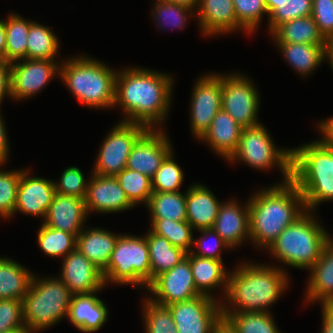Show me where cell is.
I'll list each match as a JSON object with an SVG mask.
<instances>
[{"label": "cell", "instance_id": "cell-43", "mask_svg": "<svg viewBox=\"0 0 333 333\" xmlns=\"http://www.w3.org/2000/svg\"><path fill=\"white\" fill-rule=\"evenodd\" d=\"M238 25L246 32L257 29L263 14L268 13L264 0H233Z\"/></svg>", "mask_w": 333, "mask_h": 333}, {"label": "cell", "instance_id": "cell-51", "mask_svg": "<svg viewBox=\"0 0 333 333\" xmlns=\"http://www.w3.org/2000/svg\"><path fill=\"white\" fill-rule=\"evenodd\" d=\"M8 152L9 144L6 135V129L0 114V164H4V162L7 160Z\"/></svg>", "mask_w": 333, "mask_h": 333}, {"label": "cell", "instance_id": "cell-44", "mask_svg": "<svg viewBox=\"0 0 333 333\" xmlns=\"http://www.w3.org/2000/svg\"><path fill=\"white\" fill-rule=\"evenodd\" d=\"M22 171H0V215L10 218L14 214L17 191Z\"/></svg>", "mask_w": 333, "mask_h": 333}, {"label": "cell", "instance_id": "cell-20", "mask_svg": "<svg viewBox=\"0 0 333 333\" xmlns=\"http://www.w3.org/2000/svg\"><path fill=\"white\" fill-rule=\"evenodd\" d=\"M86 217L85 199L56 193L43 224L77 236Z\"/></svg>", "mask_w": 333, "mask_h": 333}, {"label": "cell", "instance_id": "cell-40", "mask_svg": "<svg viewBox=\"0 0 333 333\" xmlns=\"http://www.w3.org/2000/svg\"><path fill=\"white\" fill-rule=\"evenodd\" d=\"M269 30L272 32L278 25L299 17L312 15V0H281L268 13Z\"/></svg>", "mask_w": 333, "mask_h": 333}, {"label": "cell", "instance_id": "cell-2", "mask_svg": "<svg viewBox=\"0 0 333 333\" xmlns=\"http://www.w3.org/2000/svg\"><path fill=\"white\" fill-rule=\"evenodd\" d=\"M248 203L250 239L266 249L307 211L303 196L292 180L256 192Z\"/></svg>", "mask_w": 333, "mask_h": 333}, {"label": "cell", "instance_id": "cell-56", "mask_svg": "<svg viewBox=\"0 0 333 333\" xmlns=\"http://www.w3.org/2000/svg\"><path fill=\"white\" fill-rule=\"evenodd\" d=\"M212 333H236L230 325L222 319L221 322L213 329Z\"/></svg>", "mask_w": 333, "mask_h": 333}, {"label": "cell", "instance_id": "cell-46", "mask_svg": "<svg viewBox=\"0 0 333 333\" xmlns=\"http://www.w3.org/2000/svg\"><path fill=\"white\" fill-rule=\"evenodd\" d=\"M59 182H54L57 194L86 199L88 183L86 184L84 175L79 168L71 166L65 169Z\"/></svg>", "mask_w": 333, "mask_h": 333}, {"label": "cell", "instance_id": "cell-16", "mask_svg": "<svg viewBox=\"0 0 333 333\" xmlns=\"http://www.w3.org/2000/svg\"><path fill=\"white\" fill-rule=\"evenodd\" d=\"M58 65L54 59H23L16 64L12 62L11 97L20 100L35 95L56 73H60Z\"/></svg>", "mask_w": 333, "mask_h": 333}, {"label": "cell", "instance_id": "cell-53", "mask_svg": "<svg viewBox=\"0 0 333 333\" xmlns=\"http://www.w3.org/2000/svg\"><path fill=\"white\" fill-rule=\"evenodd\" d=\"M322 333H333V306H322Z\"/></svg>", "mask_w": 333, "mask_h": 333}, {"label": "cell", "instance_id": "cell-25", "mask_svg": "<svg viewBox=\"0 0 333 333\" xmlns=\"http://www.w3.org/2000/svg\"><path fill=\"white\" fill-rule=\"evenodd\" d=\"M309 270L307 303L317 300L322 306H333V239L323 248L319 260Z\"/></svg>", "mask_w": 333, "mask_h": 333}, {"label": "cell", "instance_id": "cell-52", "mask_svg": "<svg viewBox=\"0 0 333 333\" xmlns=\"http://www.w3.org/2000/svg\"><path fill=\"white\" fill-rule=\"evenodd\" d=\"M319 128L321 134L323 135V140L332 150H333V117L330 119H327L325 122L324 120L319 123Z\"/></svg>", "mask_w": 333, "mask_h": 333}, {"label": "cell", "instance_id": "cell-31", "mask_svg": "<svg viewBox=\"0 0 333 333\" xmlns=\"http://www.w3.org/2000/svg\"><path fill=\"white\" fill-rule=\"evenodd\" d=\"M145 237L149 249L151 282L186 257L185 251L173 246L169 240L150 230Z\"/></svg>", "mask_w": 333, "mask_h": 333}, {"label": "cell", "instance_id": "cell-58", "mask_svg": "<svg viewBox=\"0 0 333 333\" xmlns=\"http://www.w3.org/2000/svg\"><path fill=\"white\" fill-rule=\"evenodd\" d=\"M281 0H264L268 13L278 4Z\"/></svg>", "mask_w": 333, "mask_h": 333}, {"label": "cell", "instance_id": "cell-57", "mask_svg": "<svg viewBox=\"0 0 333 333\" xmlns=\"http://www.w3.org/2000/svg\"><path fill=\"white\" fill-rule=\"evenodd\" d=\"M169 2L185 5L187 7H190L194 9L199 4V0H168Z\"/></svg>", "mask_w": 333, "mask_h": 333}, {"label": "cell", "instance_id": "cell-22", "mask_svg": "<svg viewBox=\"0 0 333 333\" xmlns=\"http://www.w3.org/2000/svg\"><path fill=\"white\" fill-rule=\"evenodd\" d=\"M242 129L243 127L221 108L200 139L206 141L218 155L229 160L238 148Z\"/></svg>", "mask_w": 333, "mask_h": 333}, {"label": "cell", "instance_id": "cell-30", "mask_svg": "<svg viewBox=\"0 0 333 333\" xmlns=\"http://www.w3.org/2000/svg\"><path fill=\"white\" fill-rule=\"evenodd\" d=\"M271 34L277 43L325 45L326 40L312 16L299 17L282 23Z\"/></svg>", "mask_w": 333, "mask_h": 333}, {"label": "cell", "instance_id": "cell-35", "mask_svg": "<svg viewBox=\"0 0 333 333\" xmlns=\"http://www.w3.org/2000/svg\"><path fill=\"white\" fill-rule=\"evenodd\" d=\"M236 333H280L270 312H222Z\"/></svg>", "mask_w": 333, "mask_h": 333}, {"label": "cell", "instance_id": "cell-5", "mask_svg": "<svg viewBox=\"0 0 333 333\" xmlns=\"http://www.w3.org/2000/svg\"><path fill=\"white\" fill-rule=\"evenodd\" d=\"M62 62L59 75L77 100L89 107H115L116 71L86 56Z\"/></svg>", "mask_w": 333, "mask_h": 333}, {"label": "cell", "instance_id": "cell-54", "mask_svg": "<svg viewBox=\"0 0 333 333\" xmlns=\"http://www.w3.org/2000/svg\"><path fill=\"white\" fill-rule=\"evenodd\" d=\"M0 59L6 61V31L4 21L0 20Z\"/></svg>", "mask_w": 333, "mask_h": 333}, {"label": "cell", "instance_id": "cell-37", "mask_svg": "<svg viewBox=\"0 0 333 333\" xmlns=\"http://www.w3.org/2000/svg\"><path fill=\"white\" fill-rule=\"evenodd\" d=\"M193 227L187 221H173L171 219H152L151 232L160 235L170 243L186 253L191 252L193 245Z\"/></svg>", "mask_w": 333, "mask_h": 333}, {"label": "cell", "instance_id": "cell-1", "mask_svg": "<svg viewBox=\"0 0 333 333\" xmlns=\"http://www.w3.org/2000/svg\"><path fill=\"white\" fill-rule=\"evenodd\" d=\"M172 86V77L157 71L136 67L118 72L114 104L126 114L123 122L154 129L167 115Z\"/></svg>", "mask_w": 333, "mask_h": 333}, {"label": "cell", "instance_id": "cell-59", "mask_svg": "<svg viewBox=\"0 0 333 333\" xmlns=\"http://www.w3.org/2000/svg\"><path fill=\"white\" fill-rule=\"evenodd\" d=\"M30 330L25 326L23 328H19V329H16V330H12V331H9V332H4V333H28Z\"/></svg>", "mask_w": 333, "mask_h": 333}, {"label": "cell", "instance_id": "cell-28", "mask_svg": "<svg viewBox=\"0 0 333 333\" xmlns=\"http://www.w3.org/2000/svg\"><path fill=\"white\" fill-rule=\"evenodd\" d=\"M186 257L190 261L196 289L201 295L213 297L209 293L210 290L222 285L226 294L229 274H227L222 261L199 257L190 252L186 254Z\"/></svg>", "mask_w": 333, "mask_h": 333}, {"label": "cell", "instance_id": "cell-4", "mask_svg": "<svg viewBox=\"0 0 333 333\" xmlns=\"http://www.w3.org/2000/svg\"><path fill=\"white\" fill-rule=\"evenodd\" d=\"M291 150V180L303 196L306 210L333 201V150L323 140Z\"/></svg>", "mask_w": 333, "mask_h": 333}, {"label": "cell", "instance_id": "cell-48", "mask_svg": "<svg viewBox=\"0 0 333 333\" xmlns=\"http://www.w3.org/2000/svg\"><path fill=\"white\" fill-rule=\"evenodd\" d=\"M311 16L325 39L333 35V0H312Z\"/></svg>", "mask_w": 333, "mask_h": 333}, {"label": "cell", "instance_id": "cell-47", "mask_svg": "<svg viewBox=\"0 0 333 333\" xmlns=\"http://www.w3.org/2000/svg\"><path fill=\"white\" fill-rule=\"evenodd\" d=\"M23 327V301L0 299V333Z\"/></svg>", "mask_w": 333, "mask_h": 333}, {"label": "cell", "instance_id": "cell-19", "mask_svg": "<svg viewBox=\"0 0 333 333\" xmlns=\"http://www.w3.org/2000/svg\"><path fill=\"white\" fill-rule=\"evenodd\" d=\"M55 194L53 181L41 177H29L28 170H23L17 191L14 214L20 211L27 215L42 216L45 219Z\"/></svg>", "mask_w": 333, "mask_h": 333}, {"label": "cell", "instance_id": "cell-39", "mask_svg": "<svg viewBox=\"0 0 333 333\" xmlns=\"http://www.w3.org/2000/svg\"><path fill=\"white\" fill-rule=\"evenodd\" d=\"M116 178L128 199L134 205H137L139 202L148 203L153 193L151 178L128 168L123 169Z\"/></svg>", "mask_w": 333, "mask_h": 333}, {"label": "cell", "instance_id": "cell-33", "mask_svg": "<svg viewBox=\"0 0 333 333\" xmlns=\"http://www.w3.org/2000/svg\"><path fill=\"white\" fill-rule=\"evenodd\" d=\"M146 205L151 219L186 221V193L153 192Z\"/></svg>", "mask_w": 333, "mask_h": 333}, {"label": "cell", "instance_id": "cell-13", "mask_svg": "<svg viewBox=\"0 0 333 333\" xmlns=\"http://www.w3.org/2000/svg\"><path fill=\"white\" fill-rule=\"evenodd\" d=\"M148 289L156 295L155 299H150L163 306L189 301L201 295L196 289L187 257L172 269L158 275L148 285Z\"/></svg>", "mask_w": 333, "mask_h": 333}, {"label": "cell", "instance_id": "cell-41", "mask_svg": "<svg viewBox=\"0 0 333 333\" xmlns=\"http://www.w3.org/2000/svg\"><path fill=\"white\" fill-rule=\"evenodd\" d=\"M146 333H178L170 310L147 298L144 305Z\"/></svg>", "mask_w": 333, "mask_h": 333}, {"label": "cell", "instance_id": "cell-36", "mask_svg": "<svg viewBox=\"0 0 333 333\" xmlns=\"http://www.w3.org/2000/svg\"><path fill=\"white\" fill-rule=\"evenodd\" d=\"M59 42L50 28L32 22L29 29L27 59L53 60L59 50Z\"/></svg>", "mask_w": 333, "mask_h": 333}, {"label": "cell", "instance_id": "cell-32", "mask_svg": "<svg viewBox=\"0 0 333 333\" xmlns=\"http://www.w3.org/2000/svg\"><path fill=\"white\" fill-rule=\"evenodd\" d=\"M277 45L293 69L304 76L319 67L325 59L324 45L303 43H277Z\"/></svg>", "mask_w": 333, "mask_h": 333}, {"label": "cell", "instance_id": "cell-6", "mask_svg": "<svg viewBox=\"0 0 333 333\" xmlns=\"http://www.w3.org/2000/svg\"><path fill=\"white\" fill-rule=\"evenodd\" d=\"M306 211L288 225L268 248L284 264L310 269L319 260L323 248L332 239L315 221L312 212Z\"/></svg>", "mask_w": 333, "mask_h": 333}, {"label": "cell", "instance_id": "cell-8", "mask_svg": "<svg viewBox=\"0 0 333 333\" xmlns=\"http://www.w3.org/2000/svg\"><path fill=\"white\" fill-rule=\"evenodd\" d=\"M104 283L135 284L137 287L151 283V267L146 237L119 235L107 268L102 272Z\"/></svg>", "mask_w": 333, "mask_h": 333}, {"label": "cell", "instance_id": "cell-23", "mask_svg": "<svg viewBox=\"0 0 333 333\" xmlns=\"http://www.w3.org/2000/svg\"><path fill=\"white\" fill-rule=\"evenodd\" d=\"M198 9L199 25L204 35L231 33L241 29L233 0H199Z\"/></svg>", "mask_w": 333, "mask_h": 333}, {"label": "cell", "instance_id": "cell-17", "mask_svg": "<svg viewBox=\"0 0 333 333\" xmlns=\"http://www.w3.org/2000/svg\"><path fill=\"white\" fill-rule=\"evenodd\" d=\"M59 277L73 295L92 294L103 289L102 271L77 248L63 258Z\"/></svg>", "mask_w": 333, "mask_h": 333}, {"label": "cell", "instance_id": "cell-10", "mask_svg": "<svg viewBox=\"0 0 333 333\" xmlns=\"http://www.w3.org/2000/svg\"><path fill=\"white\" fill-rule=\"evenodd\" d=\"M147 130L137 123L121 121L115 125L103 141L92 174L116 177L126 168L133 145Z\"/></svg>", "mask_w": 333, "mask_h": 333}, {"label": "cell", "instance_id": "cell-11", "mask_svg": "<svg viewBox=\"0 0 333 333\" xmlns=\"http://www.w3.org/2000/svg\"><path fill=\"white\" fill-rule=\"evenodd\" d=\"M216 301L214 297L200 295L168 305L178 333H212L223 319L222 304Z\"/></svg>", "mask_w": 333, "mask_h": 333}, {"label": "cell", "instance_id": "cell-27", "mask_svg": "<svg viewBox=\"0 0 333 333\" xmlns=\"http://www.w3.org/2000/svg\"><path fill=\"white\" fill-rule=\"evenodd\" d=\"M119 235L104 229H82L76 237V248L102 272L107 268Z\"/></svg>", "mask_w": 333, "mask_h": 333}, {"label": "cell", "instance_id": "cell-38", "mask_svg": "<svg viewBox=\"0 0 333 333\" xmlns=\"http://www.w3.org/2000/svg\"><path fill=\"white\" fill-rule=\"evenodd\" d=\"M37 237L42 251L51 257H66L76 248L75 234L48 227L43 223Z\"/></svg>", "mask_w": 333, "mask_h": 333}, {"label": "cell", "instance_id": "cell-50", "mask_svg": "<svg viewBox=\"0 0 333 333\" xmlns=\"http://www.w3.org/2000/svg\"><path fill=\"white\" fill-rule=\"evenodd\" d=\"M5 94L11 97V63L0 59V104Z\"/></svg>", "mask_w": 333, "mask_h": 333}, {"label": "cell", "instance_id": "cell-45", "mask_svg": "<svg viewBox=\"0 0 333 333\" xmlns=\"http://www.w3.org/2000/svg\"><path fill=\"white\" fill-rule=\"evenodd\" d=\"M154 6L152 13L154 14V19L156 18V20H158L157 24H159L160 27L163 26L162 24L165 25L166 23V25H172L174 28L185 27L186 17L188 16L186 14L191 12L190 16L193 17V9L185 5L169 1H156Z\"/></svg>", "mask_w": 333, "mask_h": 333}, {"label": "cell", "instance_id": "cell-18", "mask_svg": "<svg viewBox=\"0 0 333 333\" xmlns=\"http://www.w3.org/2000/svg\"><path fill=\"white\" fill-rule=\"evenodd\" d=\"M88 182L85 208L88 211L114 213L135 206L121 188L116 177L92 174Z\"/></svg>", "mask_w": 333, "mask_h": 333}, {"label": "cell", "instance_id": "cell-49", "mask_svg": "<svg viewBox=\"0 0 333 333\" xmlns=\"http://www.w3.org/2000/svg\"><path fill=\"white\" fill-rule=\"evenodd\" d=\"M199 232L202 233L203 236H201V238L197 239V240H193V244H195L199 250L198 251H193L190 252L192 255H196L199 257H203V258H210V259H215L218 261H223L220 255V249L223 247H225L226 249H230L229 245L218 235V233L213 229V228H208V229H201L198 230ZM208 237H212L214 236L215 239V243L214 246L209 244L206 245L207 248H205V244H206V238ZM206 240V241H205Z\"/></svg>", "mask_w": 333, "mask_h": 333}, {"label": "cell", "instance_id": "cell-26", "mask_svg": "<svg viewBox=\"0 0 333 333\" xmlns=\"http://www.w3.org/2000/svg\"><path fill=\"white\" fill-rule=\"evenodd\" d=\"M94 294L73 295L71 299L67 318L82 332H95L107 321V307Z\"/></svg>", "mask_w": 333, "mask_h": 333}, {"label": "cell", "instance_id": "cell-3", "mask_svg": "<svg viewBox=\"0 0 333 333\" xmlns=\"http://www.w3.org/2000/svg\"><path fill=\"white\" fill-rule=\"evenodd\" d=\"M228 273L226 298L233 311L222 302V312H269L268 306L276 302L288 286V276L281 268L243 263Z\"/></svg>", "mask_w": 333, "mask_h": 333}, {"label": "cell", "instance_id": "cell-55", "mask_svg": "<svg viewBox=\"0 0 333 333\" xmlns=\"http://www.w3.org/2000/svg\"><path fill=\"white\" fill-rule=\"evenodd\" d=\"M324 57L329 60L331 69L333 70V35H330L325 40Z\"/></svg>", "mask_w": 333, "mask_h": 333}, {"label": "cell", "instance_id": "cell-29", "mask_svg": "<svg viewBox=\"0 0 333 333\" xmlns=\"http://www.w3.org/2000/svg\"><path fill=\"white\" fill-rule=\"evenodd\" d=\"M34 274L12 259L0 258V299L23 301Z\"/></svg>", "mask_w": 333, "mask_h": 333}, {"label": "cell", "instance_id": "cell-15", "mask_svg": "<svg viewBox=\"0 0 333 333\" xmlns=\"http://www.w3.org/2000/svg\"><path fill=\"white\" fill-rule=\"evenodd\" d=\"M148 129L133 145L126 168L153 178L164 159L173 151L159 127Z\"/></svg>", "mask_w": 333, "mask_h": 333}, {"label": "cell", "instance_id": "cell-7", "mask_svg": "<svg viewBox=\"0 0 333 333\" xmlns=\"http://www.w3.org/2000/svg\"><path fill=\"white\" fill-rule=\"evenodd\" d=\"M37 279L33 276L23 299L24 324L32 332L43 330L67 317L73 296L61 279Z\"/></svg>", "mask_w": 333, "mask_h": 333}, {"label": "cell", "instance_id": "cell-21", "mask_svg": "<svg viewBox=\"0 0 333 333\" xmlns=\"http://www.w3.org/2000/svg\"><path fill=\"white\" fill-rule=\"evenodd\" d=\"M247 204V205H246ZM239 207L236 201L220 205L213 229L229 245L237 247L244 239L250 238L249 203Z\"/></svg>", "mask_w": 333, "mask_h": 333}, {"label": "cell", "instance_id": "cell-34", "mask_svg": "<svg viewBox=\"0 0 333 333\" xmlns=\"http://www.w3.org/2000/svg\"><path fill=\"white\" fill-rule=\"evenodd\" d=\"M4 20L6 31V62H17L27 59V45L30 25L33 21H26L16 14L9 15ZM17 60V61H16Z\"/></svg>", "mask_w": 333, "mask_h": 333}, {"label": "cell", "instance_id": "cell-14", "mask_svg": "<svg viewBox=\"0 0 333 333\" xmlns=\"http://www.w3.org/2000/svg\"><path fill=\"white\" fill-rule=\"evenodd\" d=\"M191 98V129L200 139L221 109L222 76L210 74L196 82Z\"/></svg>", "mask_w": 333, "mask_h": 333}, {"label": "cell", "instance_id": "cell-12", "mask_svg": "<svg viewBox=\"0 0 333 333\" xmlns=\"http://www.w3.org/2000/svg\"><path fill=\"white\" fill-rule=\"evenodd\" d=\"M259 99L255 86L246 76L222 75L221 108L242 127L260 123L257 121Z\"/></svg>", "mask_w": 333, "mask_h": 333}, {"label": "cell", "instance_id": "cell-42", "mask_svg": "<svg viewBox=\"0 0 333 333\" xmlns=\"http://www.w3.org/2000/svg\"><path fill=\"white\" fill-rule=\"evenodd\" d=\"M183 177L182 169L173 160L171 152L151 179L152 190L153 192H179Z\"/></svg>", "mask_w": 333, "mask_h": 333}, {"label": "cell", "instance_id": "cell-24", "mask_svg": "<svg viewBox=\"0 0 333 333\" xmlns=\"http://www.w3.org/2000/svg\"><path fill=\"white\" fill-rule=\"evenodd\" d=\"M221 204L207 187L194 184L186 191V221L193 229L212 228Z\"/></svg>", "mask_w": 333, "mask_h": 333}, {"label": "cell", "instance_id": "cell-9", "mask_svg": "<svg viewBox=\"0 0 333 333\" xmlns=\"http://www.w3.org/2000/svg\"><path fill=\"white\" fill-rule=\"evenodd\" d=\"M244 161L256 169L277 166L284 176V182L291 180L292 150L277 149L262 124L243 127L238 148L229 159Z\"/></svg>", "mask_w": 333, "mask_h": 333}]
</instances>
